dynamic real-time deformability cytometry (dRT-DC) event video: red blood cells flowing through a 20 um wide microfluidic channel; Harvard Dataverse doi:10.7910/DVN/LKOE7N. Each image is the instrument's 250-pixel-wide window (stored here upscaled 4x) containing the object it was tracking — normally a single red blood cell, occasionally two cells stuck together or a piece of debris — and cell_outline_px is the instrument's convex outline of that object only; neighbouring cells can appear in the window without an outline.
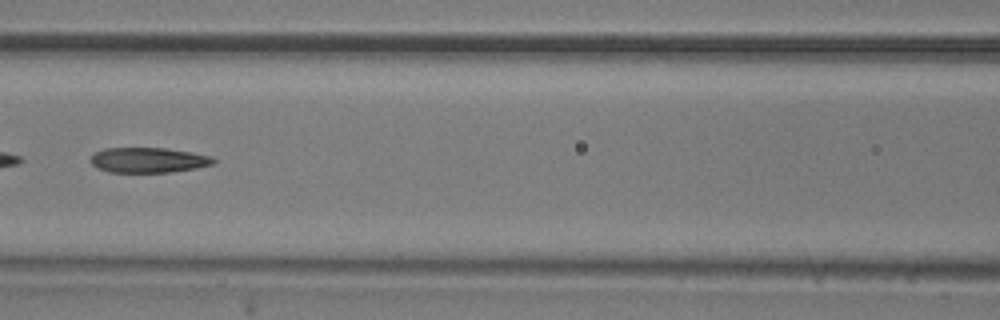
{"species": "common noctule bat (a hibernating species)", "species_latin": "Nyctalus noctula", "temperature_condition": "room temperature", "stored_images_in_passage": 8, "camera_frame_rate_fps": 3000, "um_per_image_px": 0.085, "animal": {"sex": "male", "body_mass_g": 20.5, "forearm_length_mm": 52.5}, "frame": {"image": 1, "passage_image": 6, "time_ms": 5.667, "image_size_px": [1000, 320], "cell_outline_px": [[216, 160], [212, 164], [196, 168], [172, 172], [108, 172], [92, 164], [88, 160], [96, 152], [104, 148], [164, 148], [192, 152], [212, 156]], "centroid_in_image_um": [12.62, 13.6], "position_along_channel_um": 154.0, "area_um2": 17.98}}
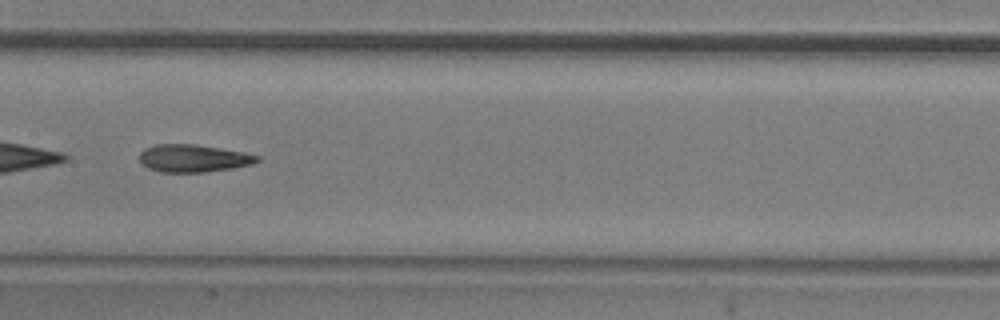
{"frame": {"image": 2, "passage_image": 7, "time_ms": 6.667, "image_size_px": [1000, 320], "cell_outline_px": [[260, 160], [252, 164], [232, 168], [204, 172], [160, 172], [148, 168], [140, 160], [140, 152], [144, 148], [156, 144], [196, 144], [244, 152], [260, 156]], "centroid_in_image_um": [16.44, 13.45], "position_along_channel_um": 191.0, "area_um2": 18.9}}
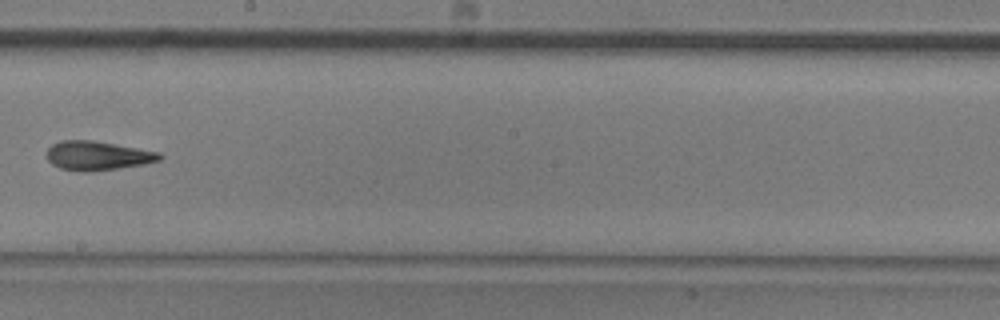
{"frame": {"image": 3, "passage_image": 8, "time_ms": 8.0, "image_size_px": [1000, 320], "cell_outline_px": [[164, 156], [160, 160], [144, 164], [120, 168], [92, 172], [80, 172], [60, 168], [52, 164], [48, 160], [44, 152], [52, 144], [60, 140], [92, 140], [160, 152]], "centroid_in_image_um": [8.26, 13.24], "position_along_channel_um": 239.9, "area_um2": 19.42}}